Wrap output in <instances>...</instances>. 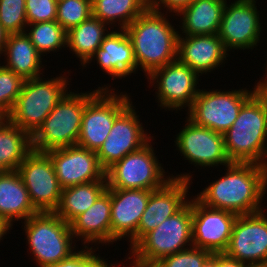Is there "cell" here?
Listing matches in <instances>:
<instances>
[{
    "label": "cell",
    "instance_id": "obj_1",
    "mask_svg": "<svg viewBox=\"0 0 267 267\" xmlns=\"http://www.w3.org/2000/svg\"><path fill=\"white\" fill-rule=\"evenodd\" d=\"M225 168L224 176L210 182L195 198L207 207L238 216L265 210L262 201L267 193V167L232 162Z\"/></svg>",
    "mask_w": 267,
    "mask_h": 267
},
{
    "label": "cell",
    "instance_id": "obj_2",
    "mask_svg": "<svg viewBox=\"0 0 267 267\" xmlns=\"http://www.w3.org/2000/svg\"><path fill=\"white\" fill-rule=\"evenodd\" d=\"M166 17V12L146 9L125 28L133 45L137 70L141 68L146 77L153 70L177 59L181 31H176Z\"/></svg>",
    "mask_w": 267,
    "mask_h": 267
},
{
    "label": "cell",
    "instance_id": "obj_3",
    "mask_svg": "<svg viewBox=\"0 0 267 267\" xmlns=\"http://www.w3.org/2000/svg\"><path fill=\"white\" fill-rule=\"evenodd\" d=\"M223 136L231 162L267 167V98L254 94Z\"/></svg>",
    "mask_w": 267,
    "mask_h": 267
},
{
    "label": "cell",
    "instance_id": "obj_4",
    "mask_svg": "<svg viewBox=\"0 0 267 267\" xmlns=\"http://www.w3.org/2000/svg\"><path fill=\"white\" fill-rule=\"evenodd\" d=\"M100 90H112V88L110 85H104L86 93H75L69 89V93L55 106L31 136L33 150L47 152L76 145L85 106Z\"/></svg>",
    "mask_w": 267,
    "mask_h": 267
},
{
    "label": "cell",
    "instance_id": "obj_5",
    "mask_svg": "<svg viewBox=\"0 0 267 267\" xmlns=\"http://www.w3.org/2000/svg\"><path fill=\"white\" fill-rule=\"evenodd\" d=\"M188 246H193L191 198L177 213L148 232L129 251L127 258H133L131 267H151L165 256L190 248Z\"/></svg>",
    "mask_w": 267,
    "mask_h": 267
},
{
    "label": "cell",
    "instance_id": "obj_6",
    "mask_svg": "<svg viewBox=\"0 0 267 267\" xmlns=\"http://www.w3.org/2000/svg\"><path fill=\"white\" fill-rule=\"evenodd\" d=\"M25 79L21 93L6 118L31 136L55 106L69 93L68 76ZM45 79V80H44ZM50 79V80H49Z\"/></svg>",
    "mask_w": 267,
    "mask_h": 267
},
{
    "label": "cell",
    "instance_id": "obj_7",
    "mask_svg": "<svg viewBox=\"0 0 267 267\" xmlns=\"http://www.w3.org/2000/svg\"><path fill=\"white\" fill-rule=\"evenodd\" d=\"M23 223L28 250L37 266L46 267L60 262L76 251V239L70 224L54 212H39Z\"/></svg>",
    "mask_w": 267,
    "mask_h": 267
},
{
    "label": "cell",
    "instance_id": "obj_8",
    "mask_svg": "<svg viewBox=\"0 0 267 267\" xmlns=\"http://www.w3.org/2000/svg\"><path fill=\"white\" fill-rule=\"evenodd\" d=\"M151 141L141 149L127 154L105 171L108 188L153 191L172 179V176H166L163 165L155 156Z\"/></svg>",
    "mask_w": 267,
    "mask_h": 267
},
{
    "label": "cell",
    "instance_id": "obj_9",
    "mask_svg": "<svg viewBox=\"0 0 267 267\" xmlns=\"http://www.w3.org/2000/svg\"><path fill=\"white\" fill-rule=\"evenodd\" d=\"M247 88L222 91L200 89L187 117L196 125L219 133L226 132L237 119L241 107L255 94ZM206 90V91H205Z\"/></svg>",
    "mask_w": 267,
    "mask_h": 267
},
{
    "label": "cell",
    "instance_id": "obj_10",
    "mask_svg": "<svg viewBox=\"0 0 267 267\" xmlns=\"http://www.w3.org/2000/svg\"><path fill=\"white\" fill-rule=\"evenodd\" d=\"M100 90L85 106L77 145L97 152L115 119L133 103L127 93Z\"/></svg>",
    "mask_w": 267,
    "mask_h": 267
},
{
    "label": "cell",
    "instance_id": "obj_11",
    "mask_svg": "<svg viewBox=\"0 0 267 267\" xmlns=\"http://www.w3.org/2000/svg\"><path fill=\"white\" fill-rule=\"evenodd\" d=\"M199 74L178 59L153 70L148 76V82L157 90L155 95L161 108L180 110L192 107L193 101L200 89ZM157 88V89H156Z\"/></svg>",
    "mask_w": 267,
    "mask_h": 267
},
{
    "label": "cell",
    "instance_id": "obj_12",
    "mask_svg": "<svg viewBox=\"0 0 267 267\" xmlns=\"http://www.w3.org/2000/svg\"><path fill=\"white\" fill-rule=\"evenodd\" d=\"M38 212H54L59 205L62 188L53 163L45 152L32 150L17 169Z\"/></svg>",
    "mask_w": 267,
    "mask_h": 267
},
{
    "label": "cell",
    "instance_id": "obj_13",
    "mask_svg": "<svg viewBox=\"0 0 267 267\" xmlns=\"http://www.w3.org/2000/svg\"><path fill=\"white\" fill-rule=\"evenodd\" d=\"M256 1L234 0L230 5L226 1L218 36L228 53L231 49L253 50L258 46L263 25Z\"/></svg>",
    "mask_w": 267,
    "mask_h": 267
},
{
    "label": "cell",
    "instance_id": "obj_14",
    "mask_svg": "<svg viewBox=\"0 0 267 267\" xmlns=\"http://www.w3.org/2000/svg\"><path fill=\"white\" fill-rule=\"evenodd\" d=\"M185 126L176 135V149L192 165L205 167L227 166L232 163L226 153L222 133L196 125L186 117Z\"/></svg>",
    "mask_w": 267,
    "mask_h": 267
},
{
    "label": "cell",
    "instance_id": "obj_15",
    "mask_svg": "<svg viewBox=\"0 0 267 267\" xmlns=\"http://www.w3.org/2000/svg\"><path fill=\"white\" fill-rule=\"evenodd\" d=\"M224 253L250 267H267V215L264 210L237 216Z\"/></svg>",
    "mask_w": 267,
    "mask_h": 267
},
{
    "label": "cell",
    "instance_id": "obj_16",
    "mask_svg": "<svg viewBox=\"0 0 267 267\" xmlns=\"http://www.w3.org/2000/svg\"><path fill=\"white\" fill-rule=\"evenodd\" d=\"M131 103L114 121L111 131L96 152L100 166L106 171L115 162L146 145L152 138L140 123Z\"/></svg>",
    "mask_w": 267,
    "mask_h": 267
},
{
    "label": "cell",
    "instance_id": "obj_17",
    "mask_svg": "<svg viewBox=\"0 0 267 267\" xmlns=\"http://www.w3.org/2000/svg\"><path fill=\"white\" fill-rule=\"evenodd\" d=\"M236 214L207 207L192 199V245L212 253H224L229 245Z\"/></svg>",
    "mask_w": 267,
    "mask_h": 267
},
{
    "label": "cell",
    "instance_id": "obj_18",
    "mask_svg": "<svg viewBox=\"0 0 267 267\" xmlns=\"http://www.w3.org/2000/svg\"><path fill=\"white\" fill-rule=\"evenodd\" d=\"M174 176L163 187L153 190L137 230V243L163 221L177 213L188 201L192 174ZM188 199V200H187Z\"/></svg>",
    "mask_w": 267,
    "mask_h": 267
},
{
    "label": "cell",
    "instance_id": "obj_19",
    "mask_svg": "<svg viewBox=\"0 0 267 267\" xmlns=\"http://www.w3.org/2000/svg\"><path fill=\"white\" fill-rule=\"evenodd\" d=\"M51 159L62 189L102 180L105 170L95 151L79 145L56 148L45 152Z\"/></svg>",
    "mask_w": 267,
    "mask_h": 267
},
{
    "label": "cell",
    "instance_id": "obj_20",
    "mask_svg": "<svg viewBox=\"0 0 267 267\" xmlns=\"http://www.w3.org/2000/svg\"><path fill=\"white\" fill-rule=\"evenodd\" d=\"M109 189L111 197V244L120 241L123 237V239L129 240L130 250L137 244L138 225L152 190Z\"/></svg>",
    "mask_w": 267,
    "mask_h": 267
},
{
    "label": "cell",
    "instance_id": "obj_21",
    "mask_svg": "<svg viewBox=\"0 0 267 267\" xmlns=\"http://www.w3.org/2000/svg\"><path fill=\"white\" fill-rule=\"evenodd\" d=\"M227 52L218 34L184 37L179 34L177 59L201 76L225 64Z\"/></svg>",
    "mask_w": 267,
    "mask_h": 267
},
{
    "label": "cell",
    "instance_id": "obj_22",
    "mask_svg": "<svg viewBox=\"0 0 267 267\" xmlns=\"http://www.w3.org/2000/svg\"><path fill=\"white\" fill-rule=\"evenodd\" d=\"M111 30L103 39L100 47L96 50L91 59L82 67L96 60L99 69L107 75L124 79L136 73L137 64L134 58L133 45L125 29Z\"/></svg>",
    "mask_w": 267,
    "mask_h": 267
},
{
    "label": "cell",
    "instance_id": "obj_23",
    "mask_svg": "<svg viewBox=\"0 0 267 267\" xmlns=\"http://www.w3.org/2000/svg\"><path fill=\"white\" fill-rule=\"evenodd\" d=\"M70 228L74 239L83 241V246H89L90 243L95 244L94 246L107 243L109 245L111 243L110 189L107 188L88 210L77 216L70 223Z\"/></svg>",
    "mask_w": 267,
    "mask_h": 267
},
{
    "label": "cell",
    "instance_id": "obj_24",
    "mask_svg": "<svg viewBox=\"0 0 267 267\" xmlns=\"http://www.w3.org/2000/svg\"><path fill=\"white\" fill-rule=\"evenodd\" d=\"M17 170L0 173V218L11 226L38 214Z\"/></svg>",
    "mask_w": 267,
    "mask_h": 267
},
{
    "label": "cell",
    "instance_id": "obj_25",
    "mask_svg": "<svg viewBox=\"0 0 267 267\" xmlns=\"http://www.w3.org/2000/svg\"><path fill=\"white\" fill-rule=\"evenodd\" d=\"M227 0H194L177 15L185 36L218 34ZM182 16V17H181Z\"/></svg>",
    "mask_w": 267,
    "mask_h": 267
},
{
    "label": "cell",
    "instance_id": "obj_26",
    "mask_svg": "<svg viewBox=\"0 0 267 267\" xmlns=\"http://www.w3.org/2000/svg\"><path fill=\"white\" fill-rule=\"evenodd\" d=\"M7 62L3 66L24 79L43 75L42 56L37 52L26 33L9 34L2 53Z\"/></svg>",
    "mask_w": 267,
    "mask_h": 267
},
{
    "label": "cell",
    "instance_id": "obj_27",
    "mask_svg": "<svg viewBox=\"0 0 267 267\" xmlns=\"http://www.w3.org/2000/svg\"><path fill=\"white\" fill-rule=\"evenodd\" d=\"M106 25L110 27L92 15L67 31L66 47L67 49L69 47L75 57L79 58L81 66H84L91 59L103 39L112 30V27L107 29Z\"/></svg>",
    "mask_w": 267,
    "mask_h": 267
},
{
    "label": "cell",
    "instance_id": "obj_28",
    "mask_svg": "<svg viewBox=\"0 0 267 267\" xmlns=\"http://www.w3.org/2000/svg\"><path fill=\"white\" fill-rule=\"evenodd\" d=\"M107 188L106 176L99 181L64 188L54 213L70 224L88 210Z\"/></svg>",
    "mask_w": 267,
    "mask_h": 267
},
{
    "label": "cell",
    "instance_id": "obj_29",
    "mask_svg": "<svg viewBox=\"0 0 267 267\" xmlns=\"http://www.w3.org/2000/svg\"><path fill=\"white\" fill-rule=\"evenodd\" d=\"M32 150L31 135L5 117L0 122V169L17 170Z\"/></svg>",
    "mask_w": 267,
    "mask_h": 267
},
{
    "label": "cell",
    "instance_id": "obj_30",
    "mask_svg": "<svg viewBox=\"0 0 267 267\" xmlns=\"http://www.w3.org/2000/svg\"><path fill=\"white\" fill-rule=\"evenodd\" d=\"M146 9L139 0H92V15L113 29L116 22L125 29Z\"/></svg>",
    "mask_w": 267,
    "mask_h": 267
},
{
    "label": "cell",
    "instance_id": "obj_31",
    "mask_svg": "<svg viewBox=\"0 0 267 267\" xmlns=\"http://www.w3.org/2000/svg\"><path fill=\"white\" fill-rule=\"evenodd\" d=\"M25 33L41 56H45L44 53L47 55V52L49 54L67 48V31L57 21L28 24Z\"/></svg>",
    "mask_w": 267,
    "mask_h": 267
},
{
    "label": "cell",
    "instance_id": "obj_32",
    "mask_svg": "<svg viewBox=\"0 0 267 267\" xmlns=\"http://www.w3.org/2000/svg\"><path fill=\"white\" fill-rule=\"evenodd\" d=\"M92 16V0H61L57 3V23L66 31Z\"/></svg>",
    "mask_w": 267,
    "mask_h": 267
},
{
    "label": "cell",
    "instance_id": "obj_33",
    "mask_svg": "<svg viewBox=\"0 0 267 267\" xmlns=\"http://www.w3.org/2000/svg\"><path fill=\"white\" fill-rule=\"evenodd\" d=\"M0 24L8 35L24 33L28 25L26 0H0Z\"/></svg>",
    "mask_w": 267,
    "mask_h": 267
},
{
    "label": "cell",
    "instance_id": "obj_34",
    "mask_svg": "<svg viewBox=\"0 0 267 267\" xmlns=\"http://www.w3.org/2000/svg\"><path fill=\"white\" fill-rule=\"evenodd\" d=\"M25 79L0 64V113L5 117L21 93Z\"/></svg>",
    "mask_w": 267,
    "mask_h": 267
},
{
    "label": "cell",
    "instance_id": "obj_35",
    "mask_svg": "<svg viewBox=\"0 0 267 267\" xmlns=\"http://www.w3.org/2000/svg\"><path fill=\"white\" fill-rule=\"evenodd\" d=\"M212 254V252L190 247L179 251L178 253L163 257L155 264L156 267H202L204 261Z\"/></svg>",
    "mask_w": 267,
    "mask_h": 267
},
{
    "label": "cell",
    "instance_id": "obj_36",
    "mask_svg": "<svg viewBox=\"0 0 267 267\" xmlns=\"http://www.w3.org/2000/svg\"><path fill=\"white\" fill-rule=\"evenodd\" d=\"M57 3L55 0H26L28 24L56 21Z\"/></svg>",
    "mask_w": 267,
    "mask_h": 267
},
{
    "label": "cell",
    "instance_id": "obj_37",
    "mask_svg": "<svg viewBox=\"0 0 267 267\" xmlns=\"http://www.w3.org/2000/svg\"><path fill=\"white\" fill-rule=\"evenodd\" d=\"M96 251L92 246H84L83 249L75 251L68 258L46 267H92L101 258L99 254L94 253Z\"/></svg>",
    "mask_w": 267,
    "mask_h": 267
},
{
    "label": "cell",
    "instance_id": "obj_38",
    "mask_svg": "<svg viewBox=\"0 0 267 267\" xmlns=\"http://www.w3.org/2000/svg\"><path fill=\"white\" fill-rule=\"evenodd\" d=\"M194 0H151L150 10L161 12V9L166 8V13H178L183 8L187 7Z\"/></svg>",
    "mask_w": 267,
    "mask_h": 267
},
{
    "label": "cell",
    "instance_id": "obj_39",
    "mask_svg": "<svg viewBox=\"0 0 267 267\" xmlns=\"http://www.w3.org/2000/svg\"><path fill=\"white\" fill-rule=\"evenodd\" d=\"M218 267H250L248 264L230 258L225 253H219Z\"/></svg>",
    "mask_w": 267,
    "mask_h": 267
},
{
    "label": "cell",
    "instance_id": "obj_40",
    "mask_svg": "<svg viewBox=\"0 0 267 267\" xmlns=\"http://www.w3.org/2000/svg\"><path fill=\"white\" fill-rule=\"evenodd\" d=\"M265 69H266L265 70L266 76L264 75L265 78L263 77V79H260V81L257 82V84L255 83L254 86V93L263 98H267V66L265 67Z\"/></svg>",
    "mask_w": 267,
    "mask_h": 267
},
{
    "label": "cell",
    "instance_id": "obj_41",
    "mask_svg": "<svg viewBox=\"0 0 267 267\" xmlns=\"http://www.w3.org/2000/svg\"><path fill=\"white\" fill-rule=\"evenodd\" d=\"M219 253H212L203 263L202 267H218Z\"/></svg>",
    "mask_w": 267,
    "mask_h": 267
},
{
    "label": "cell",
    "instance_id": "obj_42",
    "mask_svg": "<svg viewBox=\"0 0 267 267\" xmlns=\"http://www.w3.org/2000/svg\"><path fill=\"white\" fill-rule=\"evenodd\" d=\"M13 227L4 219L0 218V241L4 238L7 233H9V230Z\"/></svg>",
    "mask_w": 267,
    "mask_h": 267
},
{
    "label": "cell",
    "instance_id": "obj_43",
    "mask_svg": "<svg viewBox=\"0 0 267 267\" xmlns=\"http://www.w3.org/2000/svg\"><path fill=\"white\" fill-rule=\"evenodd\" d=\"M7 36L8 34L3 30L2 25L0 24V57L3 53L4 47H5V43L7 40Z\"/></svg>",
    "mask_w": 267,
    "mask_h": 267
},
{
    "label": "cell",
    "instance_id": "obj_44",
    "mask_svg": "<svg viewBox=\"0 0 267 267\" xmlns=\"http://www.w3.org/2000/svg\"><path fill=\"white\" fill-rule=\"evenodd\" d=\"M92 267H116V264H110L108 265L106 259L100 258Z\"/></svg>",
    "mask_w": 267,
    "mask_h": 267
},
{
    "label": "cell",
    "instance_id": "obj_45",
    "mask_svg": "<svg viewBox=\"0 0 267 267\" xmlns=\"http://www.w3.org/2000/svg\"><path fill=\"white\" fill-rule=\"evenodd\" d=\"M147 9H150L151 0H139Z\"/></svg>",
    "mask_w": 267,
    "mask_h": 267
},
{
    "label": "cell",
    "instance_id": "obj_46",
    "mask_svg": "<svg viewBox=\"0 0 267 267\" xmlns=\"http://www.w3.org/2000/svg\"><path fill=\"white\" fill-rule=\"evenodd\" d=\"M5 118L3 114L0 113V122Z\"/></svg>",
    "mask_w": 267,
    "mask_h": 267
}]
</instances>
